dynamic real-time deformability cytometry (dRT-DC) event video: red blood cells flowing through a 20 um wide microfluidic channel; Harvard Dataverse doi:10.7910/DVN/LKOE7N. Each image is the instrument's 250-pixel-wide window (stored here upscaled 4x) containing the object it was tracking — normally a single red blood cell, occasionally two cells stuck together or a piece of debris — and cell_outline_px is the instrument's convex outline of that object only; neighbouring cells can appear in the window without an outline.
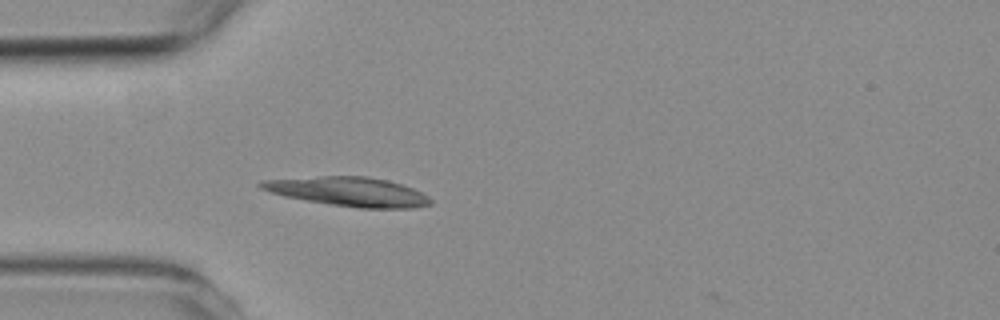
{"species": "common noctule bat (a hibernating species)", "species_latin": "Nyctalus noctula", "temperature_condition": "room temperature", "stored_images_in_passage": 3, "camera_frame_rate_fps": 3000, "um_per_image_px": 0.085, "animal": {"sex": "female", "body_mass_g": 19.3, "forearm_length_mm": 54.1}, "frame": {"image": 1, "passage_image": 3, "time_ms": 2.333, "image_size_px": [1000, 320], "cell_outline_px": [[432, 204], [412, 208], [360, 208], [332, 204], [284, 196], [260, 188], [256, 184], [260, 180], [320, 176], [368, 176], [388, 180], [412, 188], [428, 196], [432, 200]], "centroid_in_image_um": [29.62, 16.28], "position_along_channel_um": 55.4, "area_um2": 28.61}}